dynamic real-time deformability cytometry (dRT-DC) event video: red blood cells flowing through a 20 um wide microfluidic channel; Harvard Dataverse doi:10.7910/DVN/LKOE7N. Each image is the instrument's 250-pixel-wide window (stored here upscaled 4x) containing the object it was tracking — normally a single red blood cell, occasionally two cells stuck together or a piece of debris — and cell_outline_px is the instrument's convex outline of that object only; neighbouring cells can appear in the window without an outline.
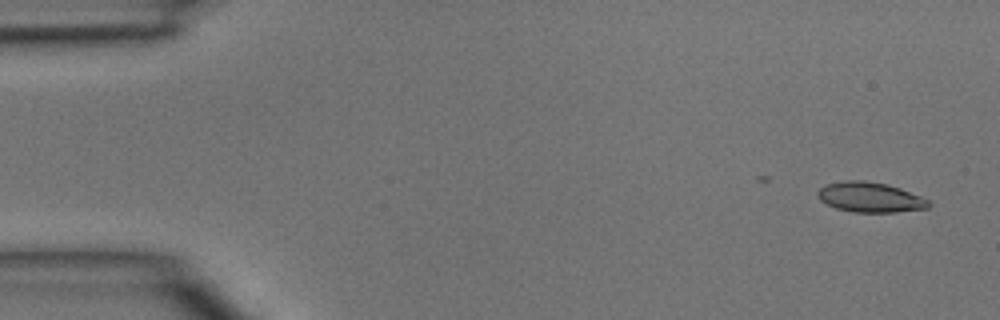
{"species": "common noctule bat (a hibernating species)", "species_latin": "Nyctalus noctula", "temperature_condition": "room temperature", "stored_images_in_passage": 35, "camera_frame_rate_fps": 3000, "um_per_image_px": 0.085, "animal": {"sex": "male", "body_mass_g": 15.6}, "frame": {"image": 1, "passage_image": 1, "time_ms": 0.0, "image_size_px": [1000, 320], "cell_outline_px": [[932, 204], [928, 208], [896, 212], [852, 212], [836, 208], [820, 200], [816, 196], [816, 192], [824, 184], [844, 180], [864, 180], [888, 184], [900, 188], [920, 196], [928, 200]], "centroid_in_image_um": [73.93, 16.76], "position_along_channel_um": 11.1, "area_um2": 19.59}}
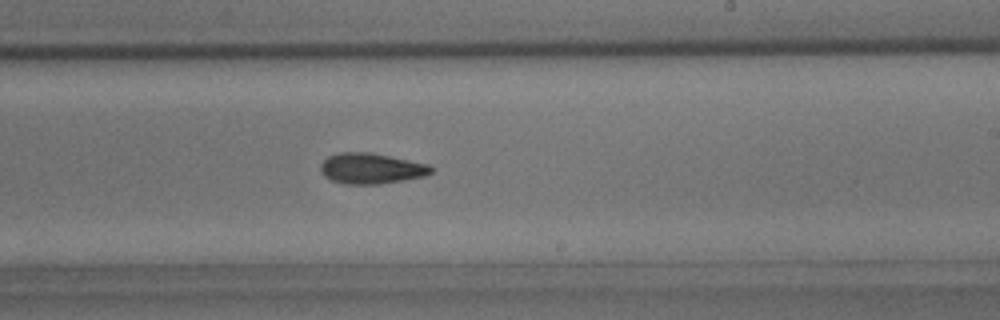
{"frame": {"image": 2, "passage_image": 26, "time_ms": 8.333, "image_size_px": [1000, 320], "cell_outline_px": [[432, 172], [424, 176], [380, 184], [344, 184], [332, 180], [324, 176], [320, 172], [320, 164], [328, 156], [336, 152], [372, 152], [428, 164], [432, 168]], "centroid_in_image_um": [31.5, 14.31], "position_along_channel_um": 257.5, "area_um2": 19.83}}
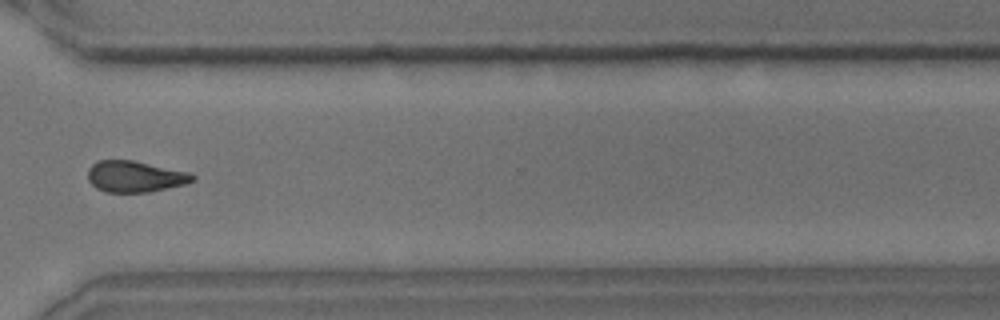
{"frame": {"image": 3, "passage_image": 33, "time_ms": 10.667, "image_size_px": [1000, 320], "cell_outline_px": [[196, 180], [184, 184], [148, 192], [104, 192], [96, 188], [88, 180], [88, 168], [96, 160], [132, 160], [188, 172], [196, 176]], "centroid_in_image_um": [11.44, 15.0], "position_along_channel_um": 359.2, "area_um2": 19.02}}